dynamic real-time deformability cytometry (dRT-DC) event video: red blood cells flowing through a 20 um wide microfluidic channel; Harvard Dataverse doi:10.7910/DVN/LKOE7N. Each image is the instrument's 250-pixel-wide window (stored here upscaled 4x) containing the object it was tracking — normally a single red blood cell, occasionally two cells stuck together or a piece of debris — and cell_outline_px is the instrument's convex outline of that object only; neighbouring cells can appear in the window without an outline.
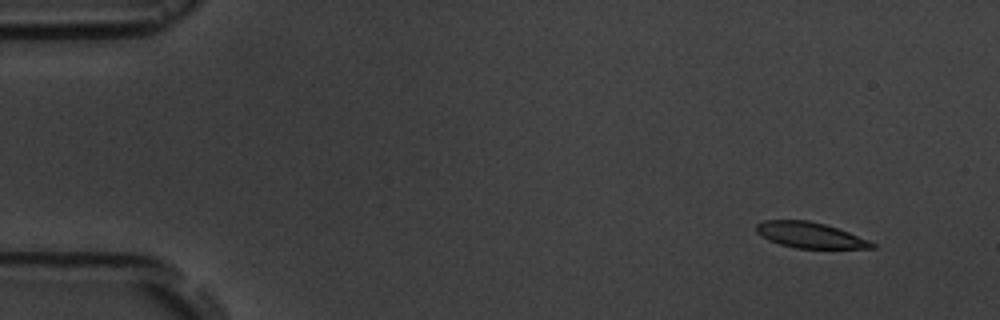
{"species": "common noctule bat (a hibernating species)", "species_latin": "Nyctalus noctula", "temperature_condition": "room temperature", "stored_images_in_passage": 15, "camera_frame_rate_fps": 3000, "um_per_image_px": 0.085, "animal": {"sex": "male", "body_mass_g": 19.5, "forearm_length_mm": 54.6}, "frame": {"image": 1, "passage_image": 1, "time_ms": 0.0, "image_size_px": [1000, 320], "cell_outline_px": [[876, 248], [796, 248], [780, 244], [768, 240], [756, 232], [756, 224], [764, 220], [808, 220], [824, 224], [848, 232], [868, 240], [876, 244]], "centroid_in_image_um": [68.82, 19.98], "position_along_channel_um": 16.2, "area_um2": 17.17}}
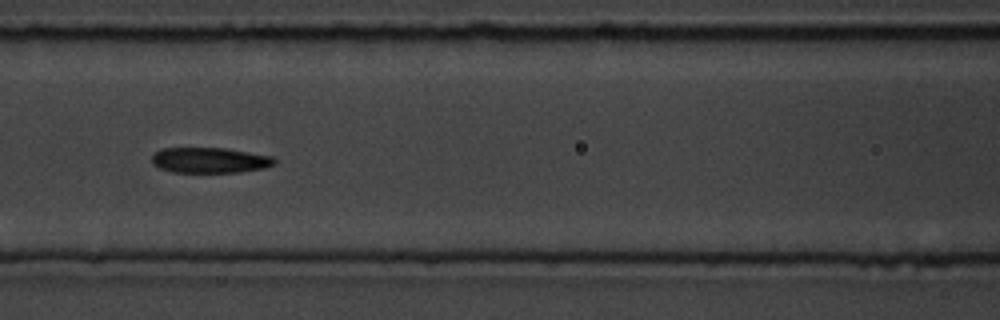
{"frame": {"image": 2, "passage_image": 7, "time_ms": 6.667, "image_size_px": [1000, 320], "cell_outline_px": [[276, 164], [264, 168], [240, 172], [172, 172], [160, 168], [152, 164], [152, 156], [156, 152], [164, 148], [224, 148], [272, 156], [276, 160]], "centroid_in_image_um": [17.84, 13.62], "position_along_channel_um": 148.8, "area_um2": 18.15}}
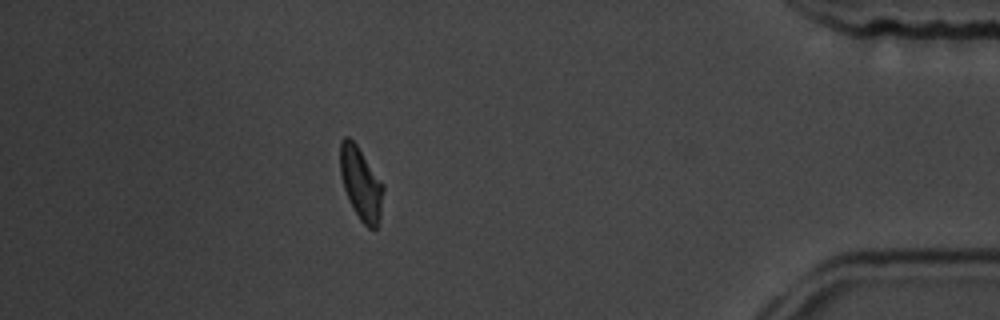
{"frame": {"image": 3, "passage_image": 14, "time_ms": 15.0, "image_size_px": [1000, 320], "cell_outline_px": [[384, 188], [380, 216], [376, 228], [368, 228], [360, 220], [344, 188], [340, 176], [340, 140], [344, 136], [348, 136], [356, 144], [384, 184]], "centroid_in_image_um": [30.68, 15.56], "position_along_channel_um": 404.5, "area_um2": 18.03}, "authors_computed_cell_mechanics": {"area_um2": 18.785, "velocity_mm_per_s": 3.6198, "shape_relaxation_time_tau1_ms": 2.0132, "shape_relaxation_time_tau2_ms": 6.2067, "deformation_change_tau1": 0.0907, "deformation_change_tau2": 0.1246}}